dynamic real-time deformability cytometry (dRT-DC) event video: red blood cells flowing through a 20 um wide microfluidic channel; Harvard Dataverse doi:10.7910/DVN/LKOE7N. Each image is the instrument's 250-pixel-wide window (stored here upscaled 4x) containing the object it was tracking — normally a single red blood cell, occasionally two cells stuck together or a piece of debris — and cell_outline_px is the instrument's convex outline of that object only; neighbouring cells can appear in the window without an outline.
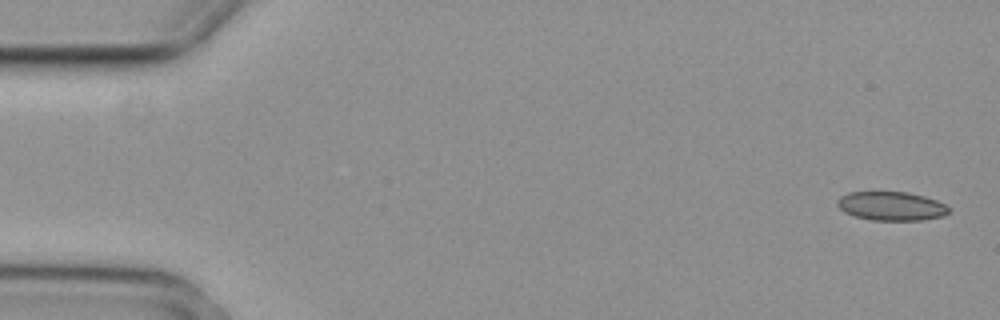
{"species": "common noctule bat (a hibernating species)", "species_latin": "Nyctalus noctula", "temperature_condition": "cold", "stored_images_in_passage": 4, "camera_frame_rate_fps": 3000, "um_per_image_px": 0.085, "animal": {"sex": "female", "body_mass_g": 29.2, "forearm_length_mm": 56.3}, "frame": {"image": 1, "passage_image": 1, "time_ms": 0.0, "image_size_px": [1000, 320], "cell_outline_px": [[948, 212], [944, 216], [920, 220], [872, 220], [856, 216], [844, 212], [836, 204], [836, 200], [840, 196], [848, 192], [908, 192], [924, 196], [936, 200], [944, 204], [948, 208]], "centroid_in_image_um": [75.73, 17.51], "position_along_channel_um": 9.3, "area_um2": 18.67}}
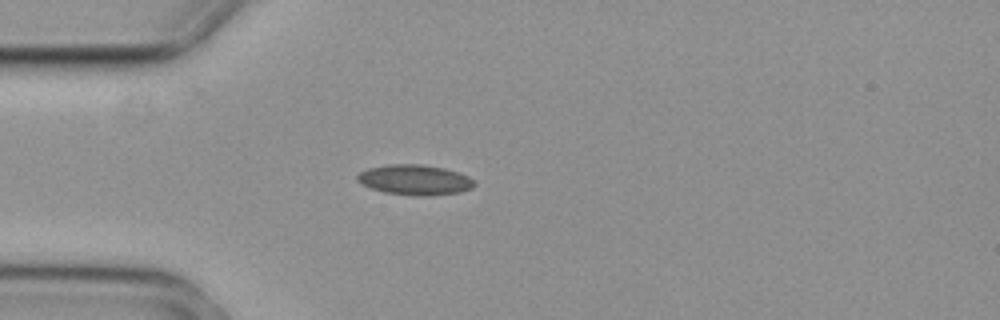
{"frame": {"image": 2, "passage_image": 4, "time_ms": 1.0, "image_size_px": [1000, 320], "cell_outline_px": [[476, 184], [472, 188], [460, 192], [428, 196], [416, 196], [384, 192], [360, 184], [356, 180], [356, 176], [360, 172], [368, 168], [388, 164], [420, 164], [444, 168], [468, 176]], "centroid_in_image_um": [35.23, 15.29], "position_along_channel_um": 49.8, "area_um2": 20.63}}